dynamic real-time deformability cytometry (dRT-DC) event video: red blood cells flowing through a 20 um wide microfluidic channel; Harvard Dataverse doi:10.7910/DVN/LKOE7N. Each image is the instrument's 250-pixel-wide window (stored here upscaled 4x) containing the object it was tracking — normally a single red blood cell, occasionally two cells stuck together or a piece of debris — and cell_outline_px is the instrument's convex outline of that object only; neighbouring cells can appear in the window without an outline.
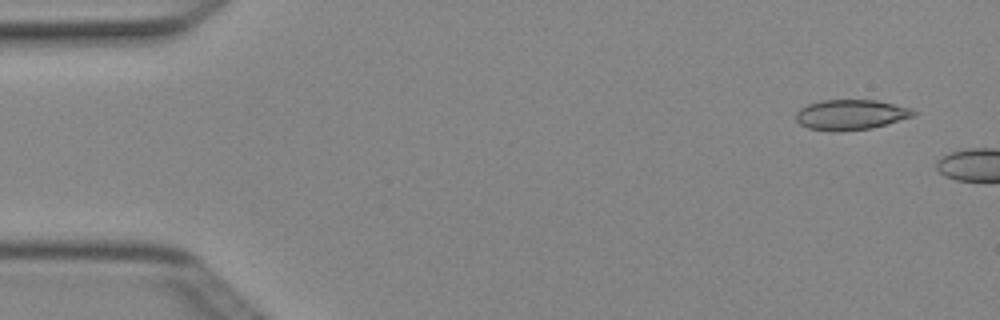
{"species": "Egyptian fruit bat (a non-hibernating species)", "species_latin": "Rousettus aegyptiacus", "temperature_condition": "cold", "stored_images_in_passage": 2, "camera_frame_rate_fps": 3000, "um_per_image_px": 0.085, "animal": {"sex": "female"}, "frame": {"image": 1, "passage_image": 1, "time_ms": 0.0, "image_size_px": [1000, 320], "cell_outline_px": [[916, 116], [872, 128], [808, 128], [800, 124], [796, 120], [796, 112], [800, 108], [808, 104], [820, 100], [876, 100], [912, 108], [916, 112]], "centroid_in_image_um": [72.38, 9.69], "position_along_channel_um": 12.6, "area_um2": 19.94}}